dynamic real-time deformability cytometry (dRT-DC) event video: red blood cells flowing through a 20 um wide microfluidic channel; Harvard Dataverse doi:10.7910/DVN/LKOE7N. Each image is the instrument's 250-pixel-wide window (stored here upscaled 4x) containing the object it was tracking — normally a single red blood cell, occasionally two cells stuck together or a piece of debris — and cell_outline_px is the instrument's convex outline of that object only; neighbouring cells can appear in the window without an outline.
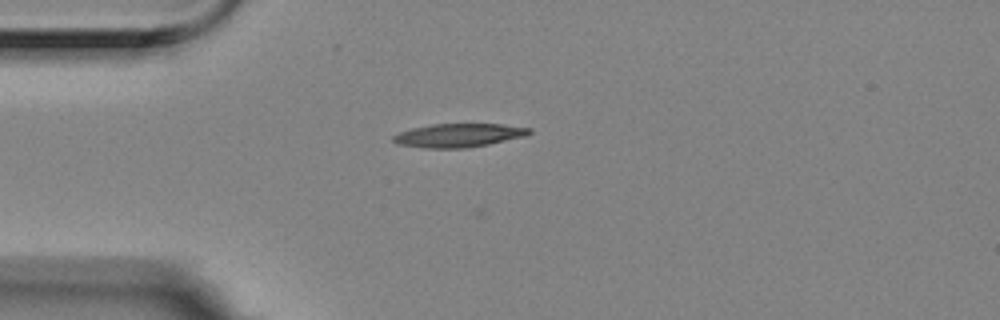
{"species": "Egyptian fruit bat (a non-hibernating species)", "species_latin": "Rousettus aegyptiacus", "temperature_condition": "room temperature", "stored_images_in_passage": 5, "camera_frame_rate_fps": 3000, "um_per_image_px": 0.085, "animal": {"sex": "female"}, "frame": {"image": 1, "passage_image": 5, "time_ms": 1.333, "image_size_px": [1000, 320], "cell_outline_px": [[532, 132], [524, 136], [488, 144], [468, 148], [424, 148], [396, 144], [392, 140], [392, 136], [400, 132], [412, 128], [432, 124], [500, 124], [532, 128]], "centroid_in_image_um": [38.95, 11.5], "position_along_channel_um": 46.0, "area_um2": 18.67}}